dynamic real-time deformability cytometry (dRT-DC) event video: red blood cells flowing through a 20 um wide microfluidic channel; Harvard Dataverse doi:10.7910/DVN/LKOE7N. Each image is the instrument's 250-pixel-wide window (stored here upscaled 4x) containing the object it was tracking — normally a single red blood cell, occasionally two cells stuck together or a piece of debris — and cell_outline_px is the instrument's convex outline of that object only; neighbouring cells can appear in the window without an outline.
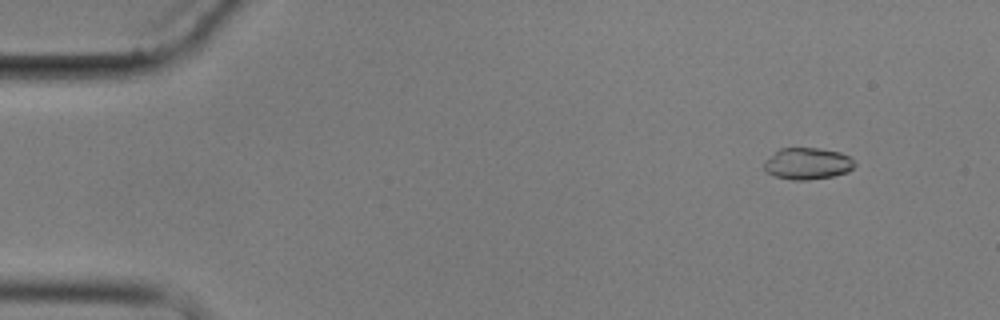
{"species": "common noctule bat (a hibernating species)", "species_latin": "Nyctalus noctula", "temperature_condition": "cold", "stored_images_in_passage": 5, "camera_frame_rate_fps": 3000, "um_per_image_px": 0.085, "animal": {"sex": "male", "body_mass_g": 17.9}, "frame": {"image": 1, "passage_image": 2, "time_ms": 1.0, "image_size_px": [1000, 320], "cell_outline_px": [[856, 164], [848, 172], [832, 176], [808, 180], [792, 180], [776, 176], [768, 172], [764, 168], [764, 160], [780, 148], [820, 148], [840, 152], [848, 156]], "centroid_in_image_um": [68.63, 13.9], "position_along_channel_um": 16.4, "area_um2": 16.65}}
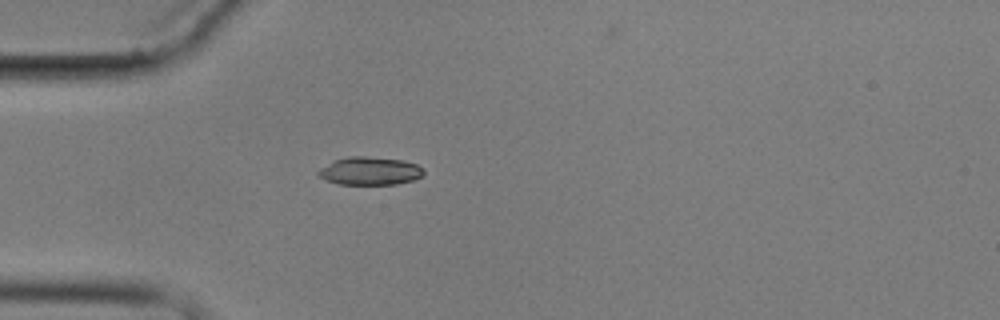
{"frame": {"image": 2, "passage_image": 5, "time_ms": 4.667, "image_size_px": [1000, 320], "cell_outline_px": [[424, 172], [420, 176], [412, 180], [396, 184], [340, 184], [328, 180], [320, 176], [316, 172], [320, 168], [336, 160], [348, 156], [364, 156], [404, 160], [416, 164], [424, 168]], "centroid_in_image_um": [31.46, 14.52], "position_along_channel_um": 53.5, "area_um2": 16.99}}